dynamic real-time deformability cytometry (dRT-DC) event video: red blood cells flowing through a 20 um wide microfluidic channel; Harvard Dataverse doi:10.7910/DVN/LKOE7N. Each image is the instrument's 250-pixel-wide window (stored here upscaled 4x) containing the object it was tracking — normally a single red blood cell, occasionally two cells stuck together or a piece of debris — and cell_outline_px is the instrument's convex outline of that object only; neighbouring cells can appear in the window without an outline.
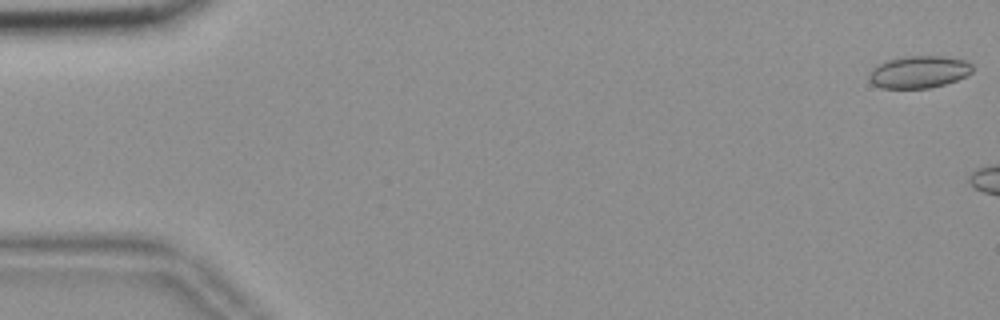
{"species": "common noctule bat (a hibernating species)", "species_latin": "Nyctalus noctula", "temperature_condition": "room temperature", "stored_images_in_passage": 6, "camera_frame_rate_fps": 3000, "um_per_image_px": 0.085, "animal": {"sex": "female", "body_mass_g": 18.4}, "frame": {"image": 1, "passage_image": 1, "time_ms": 0.0, "image_size_px": [1000, 320], "cell_outline_px": [[972, 72], [956, 80], [944, 84], [928, 88], [880, 88], [872, 84], [868, 80], [868, 76], [872, 68], [888, 60], [908, 56], [944, 56], [964, 60], [972, 64]], "centroid_in_image_um": [78.08, 6.12], "position_along_channel_um": 6.9, "area_um2": 19.31}}